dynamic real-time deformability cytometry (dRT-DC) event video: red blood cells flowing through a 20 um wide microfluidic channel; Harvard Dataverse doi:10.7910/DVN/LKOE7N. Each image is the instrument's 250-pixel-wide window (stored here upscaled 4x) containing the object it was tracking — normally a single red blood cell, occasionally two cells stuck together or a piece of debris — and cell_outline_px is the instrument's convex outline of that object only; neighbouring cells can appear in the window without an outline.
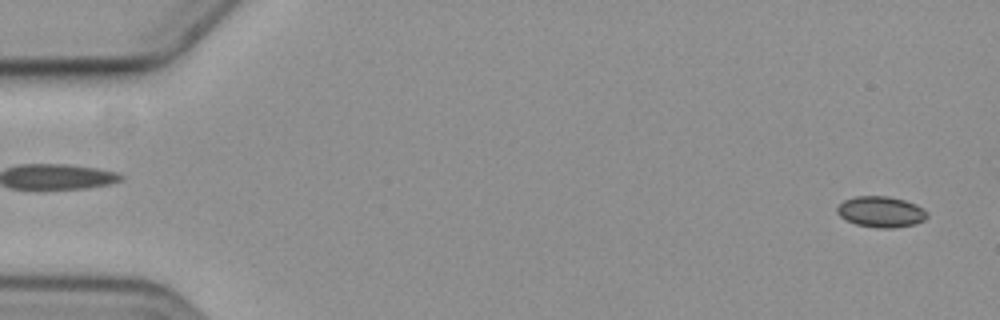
{"species": "common noctule bat (a hibernating species)", "species_latin": "Nyctalus noctula", "temperature_condition": "cold", "stored_images_in_passage": 4, "segment_of_instrument_passage": [2, 2], "camera_frame_rate_fps": 3000, "um_per_image_px": 0.085, "animal": {"sex": "female", "body_mass_g": 19.3, "forearm_length_mm": 54.1}, "frame": {"image": 1, "passage_image": 4, "time_ms": 3.667, "image_size_px": [1000, 320], "cell_outline_px": [[928, 216], [924, 220], [916, 224], [892, 228], [876, 228], [856, 224], [844, 220], [836, 212], [836, 208], [844, 200], [856, 196], [888, 196], [904, 200], [916, 204], [928, 212]], "centroid_in_image_um": [74.87, 18.01], "position_along_channel_um": 10.1, "area_um2": 16.36}}